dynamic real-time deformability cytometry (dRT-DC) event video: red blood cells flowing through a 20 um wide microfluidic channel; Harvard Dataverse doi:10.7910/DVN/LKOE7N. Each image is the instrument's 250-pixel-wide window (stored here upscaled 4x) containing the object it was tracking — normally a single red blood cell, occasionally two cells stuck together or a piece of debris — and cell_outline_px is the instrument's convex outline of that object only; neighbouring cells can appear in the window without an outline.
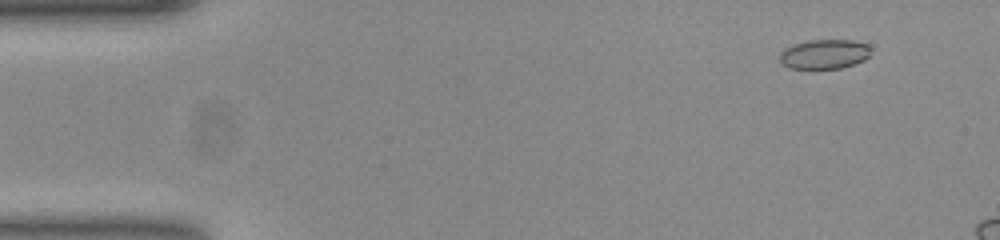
{"species": "common noctule bat (a hibernating species)", "species_latin": "Nyctalus noctula", "temperature_condition": "room temperature", "stored_images_in_passage": 17, "camera_frame_rate_fps": 3000, "um_per_image_px": 0.085, "animal": {"sex": "female", "body_mass_g": 23.0, "forearm_length_mm": 53.4}, "frame": {"image": 1, "passage_image": 5, "time_ms": 1.333, "image_size_px": [1000, 240], "cell_outline_px": [[872, 52], [864, 60], [840, 68], [788, 68], [780, 60], [780, 52], [784, 48], [808, 40], [852, 40], [868, 44], [872, 48]], "centroid_in_image_um": [70.1, 4.59], "position_along_channel_um": 14.9, "area_um2": 15.61}}